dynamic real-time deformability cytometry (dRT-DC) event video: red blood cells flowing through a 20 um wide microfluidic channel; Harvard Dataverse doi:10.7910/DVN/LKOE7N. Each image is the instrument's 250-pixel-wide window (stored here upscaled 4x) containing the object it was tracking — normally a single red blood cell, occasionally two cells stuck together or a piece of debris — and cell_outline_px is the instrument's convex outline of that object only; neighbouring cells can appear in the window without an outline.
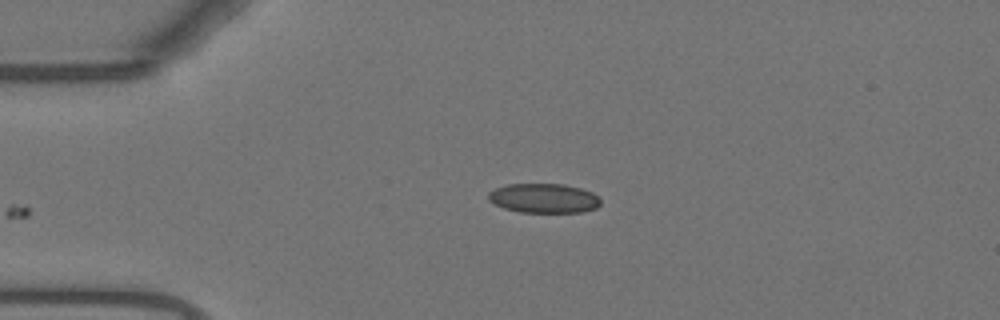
{"species": "Egyptian fruit bat (a non-hibernating species)", "species_latin": "Rousettus aegyptiacus", "temperature_condition": "warm", "stored_images_in_passage": 39, "camera_frame_rate_fps": 3000, "um_per_image_px": 0.085, "animal": {"sex": "female"}, "frame": {"image": 1, "passage_image": 1, "time_ms": 0.0, "image_size_px": [1000, 320], "cell_outline_px": [[600, 204], [596, 208], [584, 212], [520, 212], [504, 208], [488, 200], [488, 192], [496, 188], [508, 184], [564, 184], [580, 188], [592, 192], [600, 200]], "centroid_in_image_um": [46.22, 16.85], "position_along_channel_um": 38.8, "area_um2": 19.19}}
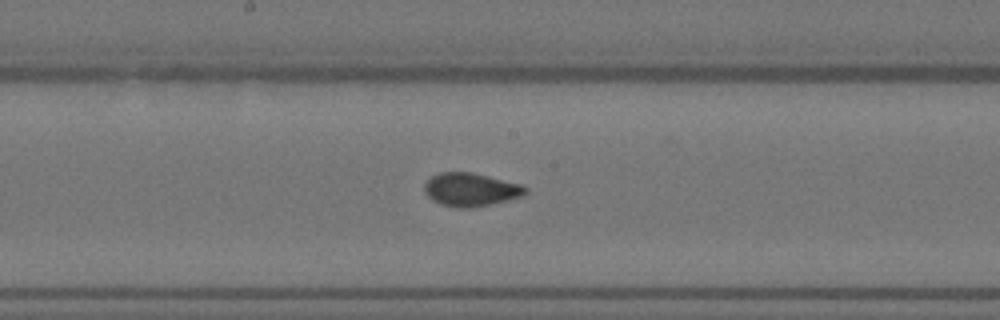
{"frame": {"image": 2, "passage_image": 17, "time_ms": 5.333, "image_size_px": [1000, 320], "cell_outline_px": [[528, 192], [524, 196], [508, 200], [468, 208], [456, 208], [440, 204], [432, 200], [424, 192], [424, 184], [432, 176], [440, 172], [472, 172], [524, 184], [528, 188]], "centroid_in_image_um": [40.05, 16.11], "position_along_channel_um": 208.2, "area_um2": 19.83}}
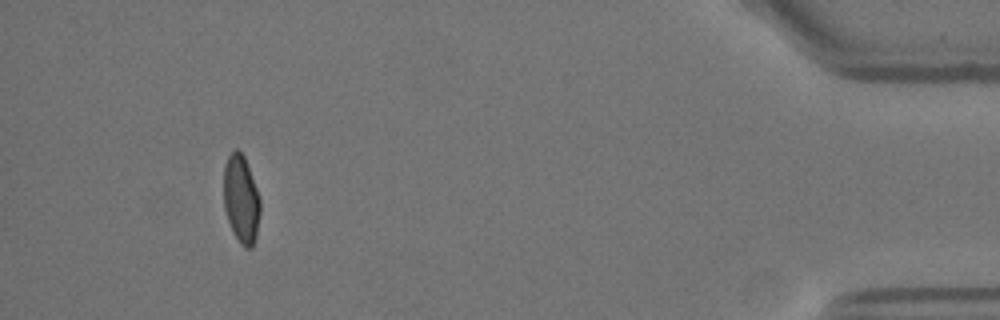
{"frame": {"image": 3, "passage_image": 39, "time_ms": 12.667, "image_size_px": [1000, 320], "cell_outline_px": [[260, 212], [256, 236], [252, 248], [244, 248], [240, 244], [232, 232], [224, 208], [224, 164], [228, 156], [236, 148], [244, 156], [256, 188], [260, 200]], "centroid_in_image_um": [20.49, 16.96], "position_along_channel_um": 414.7, "area_um2": 18.67}, "authors_computed_cell_mechanics": {"area_um2": 19.2474, "velocity_mm_per_s": 3.7199, "shape_relaxation_time_tau1_ms": 7.3628, "shape_relaxation_time_tau2_ms": null, "deformation_change_tau1": 0.1851, "deformation_change_tau2": null}}